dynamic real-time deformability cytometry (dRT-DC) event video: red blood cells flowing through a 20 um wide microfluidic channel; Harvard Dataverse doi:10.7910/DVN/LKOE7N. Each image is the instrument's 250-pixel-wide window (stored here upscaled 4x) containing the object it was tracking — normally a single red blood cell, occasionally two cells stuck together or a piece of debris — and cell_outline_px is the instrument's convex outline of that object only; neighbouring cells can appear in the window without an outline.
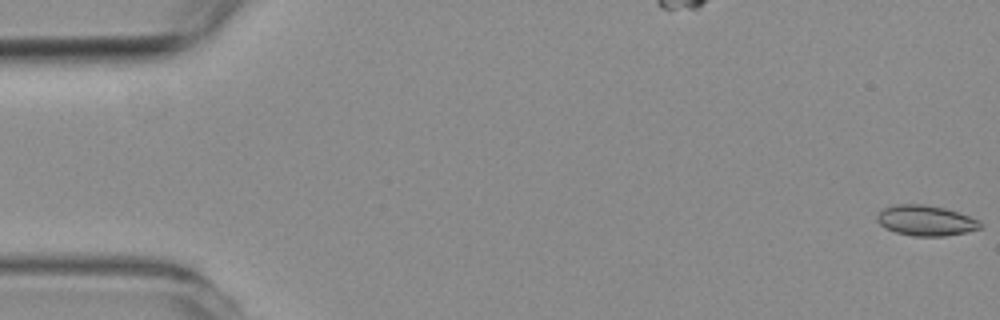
{"species": "common noctule bat (a hibernating species)", "species_latin": "Nyctalus noctula", "temperature_condition": "room temperature", "stored_images_in_passage": 55, "camera_frame_rate_fps": 3000, "um_per_image_px": 0.085, "animal": {"sex": "female", "body_mass_g": 19.3, "forearm_length_mm": 54.1}, "frame": {"image": 1, "passage_image": 1, "time_ms": 0.0, "image_size_px": [1000, 320], "cell_outline_px": [[984, 224], [980, 228], [964, 232], [944, 236], [912, 236], [896, 232], [884, 228], [876, 220], [876, 216], [884, 208], [896, 204], [924, 204], [944, 208], [980, 220]], "centroid_in_image_um": [78.67, 18.74], "position_along_channel_um": 6.3, "area_um2": 18.21}}
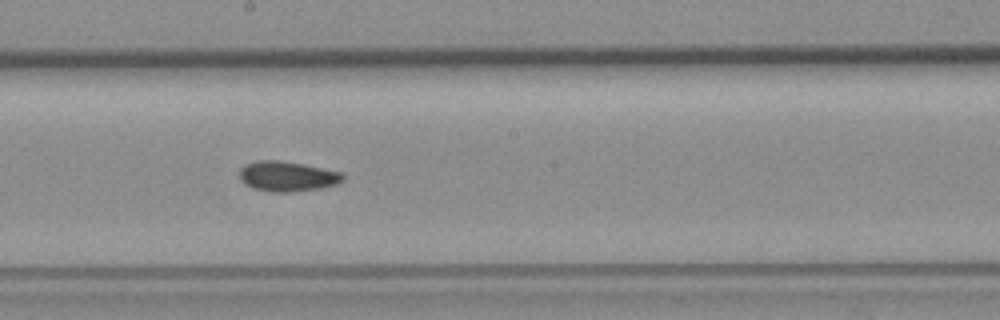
{"frame": {"image": 2, "passage_image": 30, "time_ms": 9.667, "image_size_px": [1000, 320], "cell_outline_px": [[344, 180], [336, 184], [320, 188], [292, 192], [268, 192], [252, 188], [244, 184], [240, 180], [240, 168], [244, 164], [256, 160], [280, 160], [340, 172], [344, 176]], "centroid_in_image_um": [24.35, 14.99], "position_along_channel_um": 223.8, "area_um2": 18.15}}
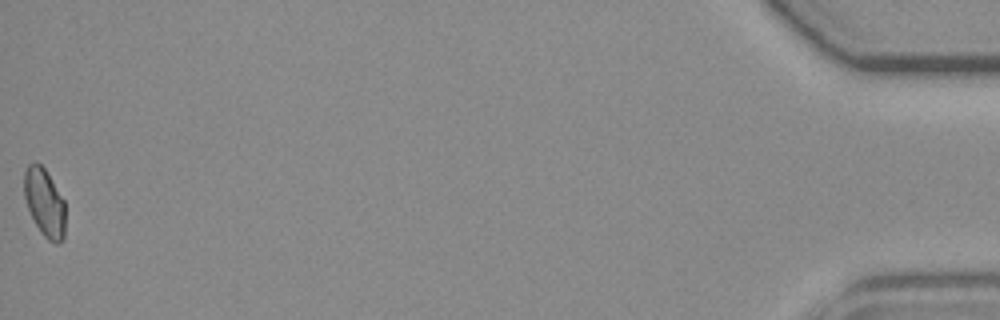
{"frame": {"image": 3, "passage_image": 55, "time_ms": 18.0, "image_size_px": [1000, 320], "cell_outline_px": [[64, 240], [60, 244], [56, 244], [48, 240], [40, 232], [28, 208], [24, 196], [24, 172], [28, 164], [40, 164], [44, 168], [64, 200]], "centroid_in_image_um": [3.79, 17.26], "position_along_channel_um": 431.4, "area_um2": 16.13}, "authors_computed_cell_mechanics": {"area_um2": 17.5134, "velocity_mm_per_s": 3.777, "shape_relaxation_time_tau1_ms": 3.4924, "shape_relaxation_time_tau2_ms": 4.2387, "deformation_change_tau1": 0.0871, "deformation_change_tau2": 0.0915}}